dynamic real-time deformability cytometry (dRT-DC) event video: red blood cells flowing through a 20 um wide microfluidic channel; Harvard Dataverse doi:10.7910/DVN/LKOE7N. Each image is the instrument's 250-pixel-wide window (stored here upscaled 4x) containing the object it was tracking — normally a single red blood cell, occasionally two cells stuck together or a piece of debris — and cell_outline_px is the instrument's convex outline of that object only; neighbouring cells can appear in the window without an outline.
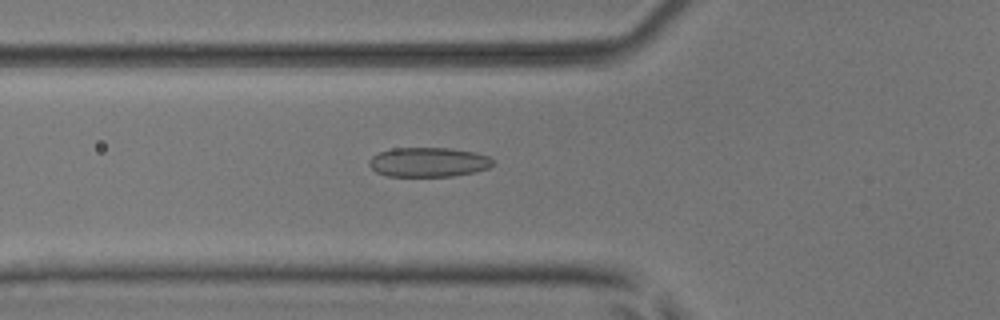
{"species": "common noctule bat (a hibernating species)", "species_latin": "Nyctalus noctula", "temperature_condition": "room temperature", "stored_images_in_passage": 36, "camera_frame_rate_fps": 3000, "um_per_image_px": 0.085, "animal": {"sex": "male", "body_mass_g": 17.9, "forearm_length_mm": 54.2}, "frame": {"image": 1, "passage_image": 4, "time_ms": 1.0, "image_size_px": [1000, 320], "cell_outline_px": [[492, 164], [488, 168], [476, 172], [452, 176], [388, 176], [376, 172], [368, 164], [368, 160], [372, 156], [380, 152], [392, 148], [448, 148], [476, 152], [488, 156], [492, 160]], "centroid_in_image_um": [36.4, 13.78], "position_along_channel_um": 89.4, "area_um2": 21.27}}
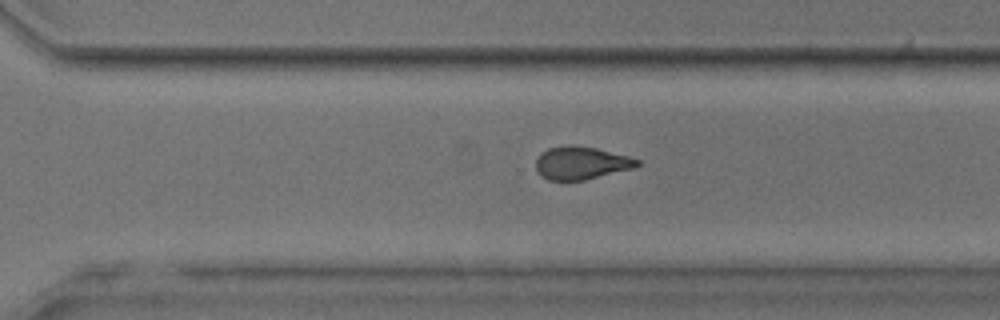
{"frame": {"image": 2, "passage_image": 21, "time_ms": 6.667, "image_size_px": [1000, 320], "cell_outline_px": [[640, 164], [636, 168], [584, 180], [548, 180], [536, 168], [536, 160], [548, 148], [568, 144], [572, 144], [596, 148], [628, 156], [640, 160]], "centroid_in_image_um": [49.45, 13.84], "position_along_channel_um": 321.1, "area_um2": 19.31}}
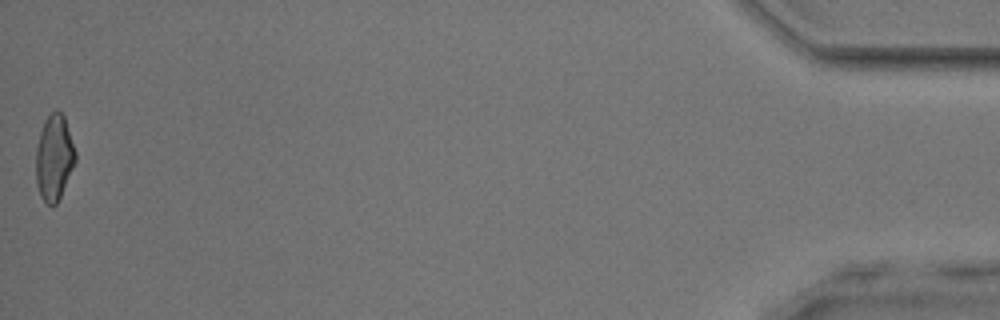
{"frame": {"image": 3, "passage_image": 36, "time_ms": 11.667, "image_size_px": [1000, 320], "cell_outline_px": [[76, 160], [60, 196], [56, 204], [52, 208], [40, 196], [36, 184], [36, 148], [40, 132], [44, 120], [56, 108], [64, 116], [76, 152]], "centroid_in_image_um": [4.59, 13.4], "position_along_channel_um": 430.6, "area_um2": 19.65}, "authors_computed_cell_mechanics": {"area_um2": 20.0277, "velocity_mm_per_s": 4.0951, "shape_relaxation_time_tau1_ms": 11.2164, "shape_relaxation_time_tau2_ms": 1.4173, "deformation_change_tau1": 0.2295, "deformation_change_tau2": 0.0864}}